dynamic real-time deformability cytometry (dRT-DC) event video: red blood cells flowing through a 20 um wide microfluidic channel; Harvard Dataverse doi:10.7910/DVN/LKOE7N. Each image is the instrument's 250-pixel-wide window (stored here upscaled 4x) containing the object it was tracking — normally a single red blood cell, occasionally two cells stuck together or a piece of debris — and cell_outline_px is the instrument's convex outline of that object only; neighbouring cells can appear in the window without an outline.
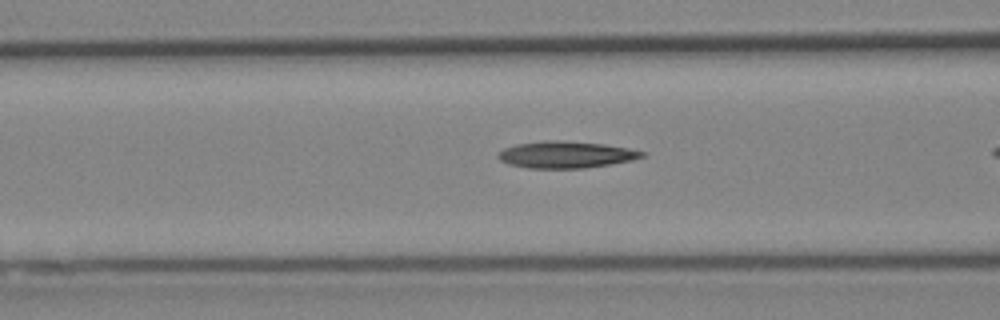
{"species": "Egyptian fruit bat (a non-hibernating species)", "species_latin": "Rousettus aegyptiacus", "temperature_condition": "cold", "stored_images_in_passage": 25, "camera_frame_rate_fps": 3000, "um_per_image_px": 0.085, "animal": {"sex": "female"}, "frame": {"image": 1, "passage_image": 5, "time_ms": 1.333, "image_size_px": [1000, 320], "cell_outline_px": [[648, 156], [632, 160], [584, 168], [528, 168], [508, 164], [500, 160], [496, 156], [496, 152], [504, 148], [516, 144], [544, 140], [564, 140], [604, 144], [628, 148], [644, 152]], "centroid_in_image_um": [48.06, 13.13], "position_along_channel_um": 118.5, "area_um2": 22.6}}
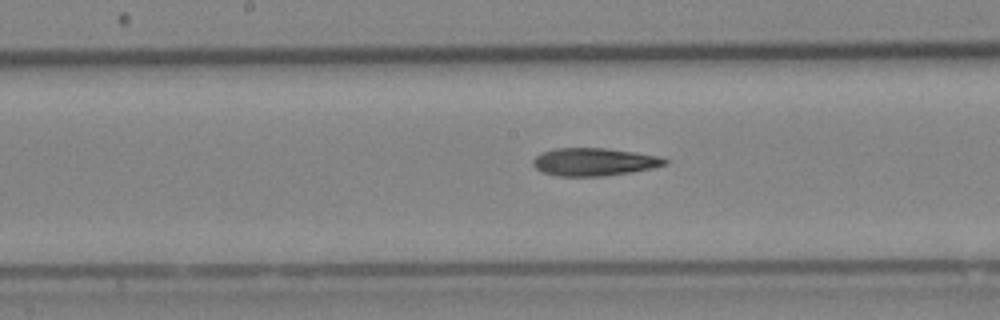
{"frame": {"image": 2, "passage_image": 11, "time_ms": 3.333, "image_size_px": [1000, 320], "cell_outline_px": [[668, 164], [652, 168], [632, 172], [600, 176], [560, 176], [544, 172], [536, 168], [532, 164], [532, 160], [536, 156], [544, 152], [556, 148], [604, 148], [636, 152], [664, 156], [668, 160]], "centroid_in_image_um": [50.56, 13.75], "position_along_channel_um": 197.6, "area_um2": 21.39}}
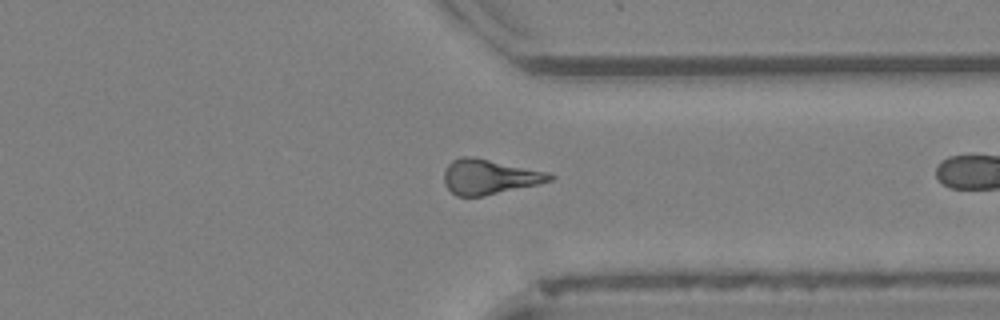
{"frame": {"image": 3, "passage_image": 24, "time_ms": 7.667, "image_size_px": [1000, 320], "cell_outline_px": [[556, 176], [552, 180], [536, 184], [480, 196], [456, 196], [444, 184], [444, 172], [448, 164], [452, 160], [460, 156], [476, 156], [548, 172]], "centroid_in_image_um": [41.56, 14.99], "position_along_channel_um": 369.8, "area_um2": 21.44}}